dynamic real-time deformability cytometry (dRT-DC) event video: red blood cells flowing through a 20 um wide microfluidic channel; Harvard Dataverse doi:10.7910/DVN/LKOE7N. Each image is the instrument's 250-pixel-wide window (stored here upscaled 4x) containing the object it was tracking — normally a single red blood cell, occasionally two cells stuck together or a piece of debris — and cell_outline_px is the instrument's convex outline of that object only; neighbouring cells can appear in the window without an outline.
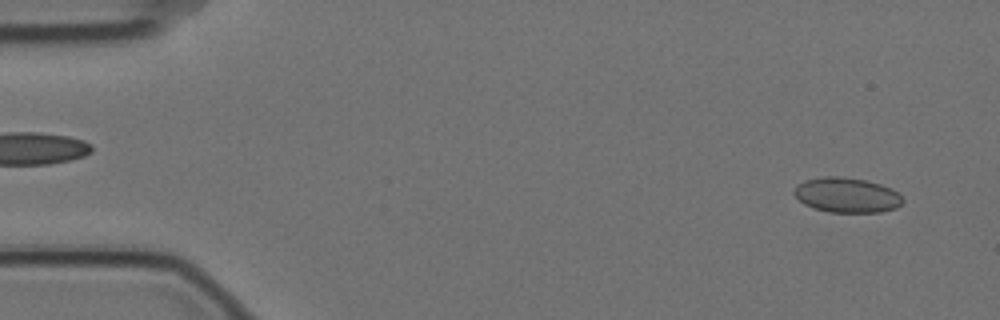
{"species": "Egyptian fruit bat (a non-hibernating species)", "species_latin": "Rousettus aegyptiacus", "temperature_condition": "cold", "stored_images_in_passage": 8, "camera_frame_rate_fps": 3000, "um_per_image_px": 0.085, "animal": {"sex": "female"}, "frame": {"image": 1, "passage_image": 1, "time_ms": 0.0, "image_size_px": [1000, 320], "cell_outline_px": [[904, 200], [896, 208], [880, 212], [828, 212], [812, 208], [804, 204], [792, 192], [804, 180], [820, 176], [840, 176], [864, 180], [880, 184], [892, 188]], "centroid_in_image_um": [71.96, 16.58], "position_along_channel_um": 13.0, "area_um2": 22.08}}
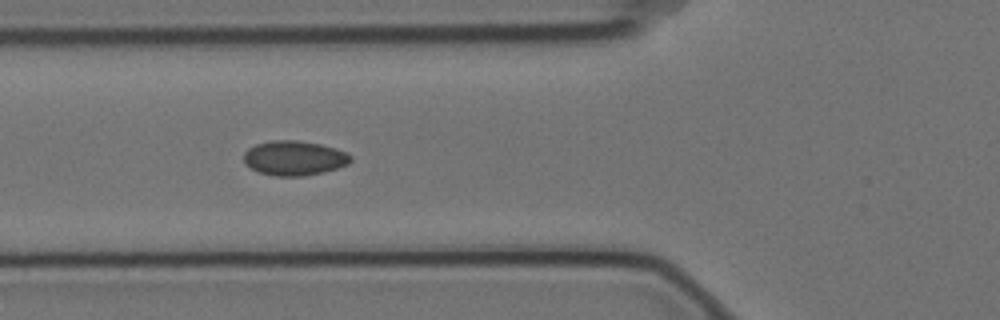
{"frame": {"image": 2, "passage_image": 6, "time_ms": 1.667, "image_size_px": [1000, 320], "cell_outline_px": [[352, 160], [348, 164], [324, 172], [300, 176], [276, 176], [260, 172], [244, 164], [244, 152], [248, 148], [256, 144], [272, 140], [296, 140], [320, 144], [336, 148], [348, 152], [352, 156]], "centroid_in_image_um": [25.02, 13.43], "position_along_channel_um": 100.8, "area_um2": 21.62}}
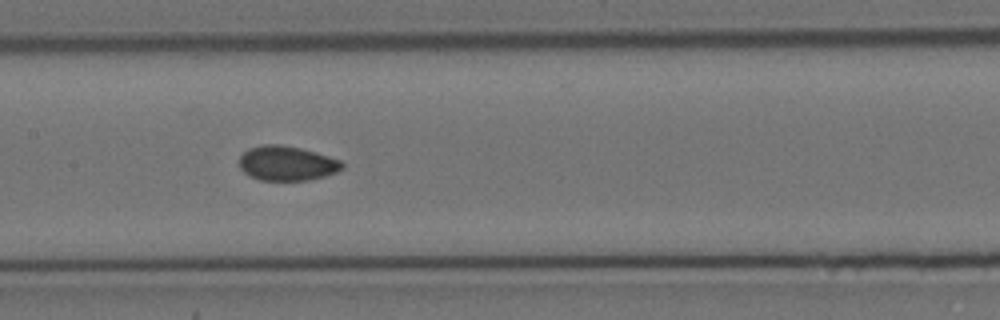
{"frame": {"image": 3, "passage_image": 8, "time_ms": 2.333, "image_size_px": [1000, 320], "cell_outline_px": [[344, 168], [336, 172], [324, 176], [308, 180], [260, 180], [244, 172], [240, 168], [240, 156], [248, 148], [260, 144], [280, 144], [300, 148], [328, 156], [340, 160], [344, 164]], "centroid_in_image_um": [24.38, 13.87], "position_along_channel_um": 183.0, "area_um2": 20.69}}